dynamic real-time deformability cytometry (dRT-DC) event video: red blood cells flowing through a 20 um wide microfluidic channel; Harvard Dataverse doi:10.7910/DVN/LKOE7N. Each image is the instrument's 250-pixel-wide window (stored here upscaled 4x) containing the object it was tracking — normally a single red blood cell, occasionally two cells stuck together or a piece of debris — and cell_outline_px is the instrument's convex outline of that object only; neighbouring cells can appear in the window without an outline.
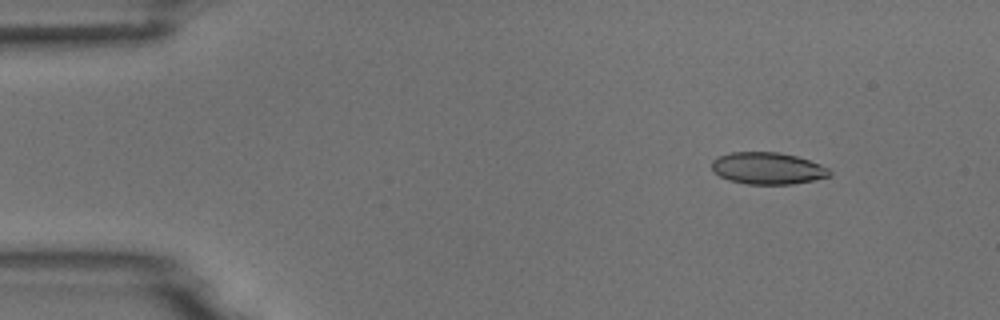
{"species": "common noctule bat (a hibernating species)", "species_latin": "Nyctalus noctula", "temperature_condition": "room temperature", "stored_images_in_passage": 5, "camera_frame_rate_fps": 3000, "um_per_image_px": 0.085, "animal": {"sex": "male", "body_mass_g": 18.8}, "frame": {"image": 1, "passage_image": 2, "time_ms": 1.333, "image_size_px": [1000, 320], "cell_outline_px": [[832, 176], [792, 184], [748, 184], [728, 180], [712, 172], [712, 160], [716, 156], [732, 152], [776, 152], [796, 156], [820, 164], [828, 168], [832, 172]], "centroid_in_image_um": [65.22, 14.31], "position_along_channel_um": 19.8, "area_um2": 21.96}}
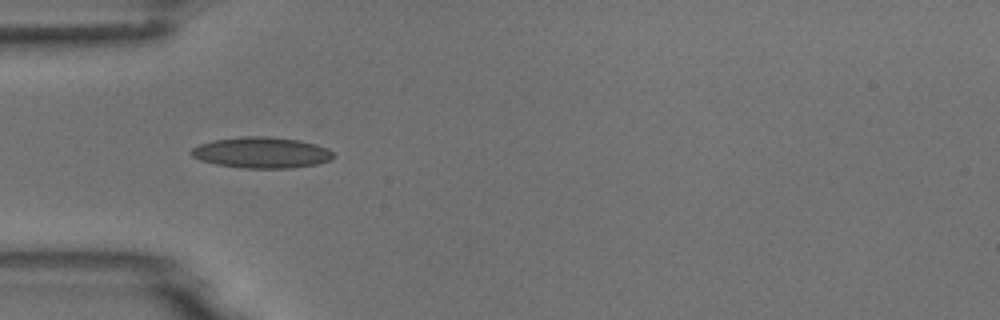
{"frame": {"image": 2, "passage_image": 4, "time_ms": 4.667, "image_size_px": [1000, 320], "cell_outline_px": [[336, 156], [332, 160], [316, 164], [292, 168], [244, 168], [216, 164], [200, 160], [192, 156], [188, 152], [192, 148], [200, 144], [212, 140], [244, 136], [268, 136], [300, 140], [316, 144], [328, 148]], "centroid_in_image_um": [22.25, 12.97], "position_along_channel_um": 62.8, "area_um2": 25.89}}